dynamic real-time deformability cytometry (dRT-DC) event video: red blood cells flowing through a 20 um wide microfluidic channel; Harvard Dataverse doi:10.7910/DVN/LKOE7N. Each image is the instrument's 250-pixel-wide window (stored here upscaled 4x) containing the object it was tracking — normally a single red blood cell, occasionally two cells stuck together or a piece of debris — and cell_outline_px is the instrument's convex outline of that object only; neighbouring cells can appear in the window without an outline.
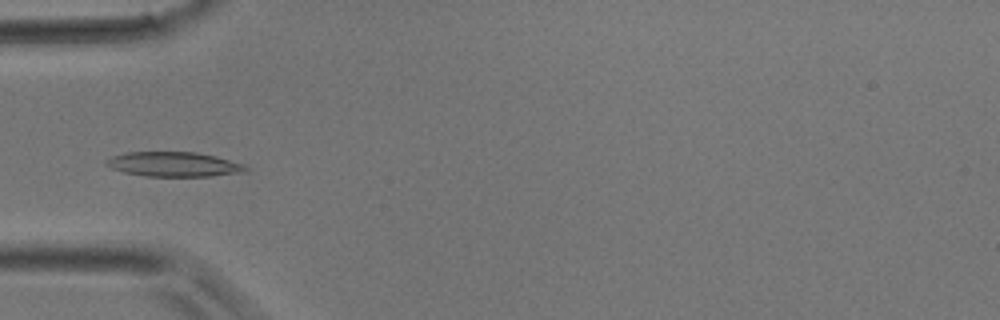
{"species": "common noctule bat (a hibernating species)", "species_latin": "Nyctalus noctula", "temperature_condition": "room temperature", "stored_images_in_passage": 40, "camera_frame_rate_fps": 3000, "um_per_image_px": 0.085, "animal": {"sex": "male", "body_mass_g": 17.9}, "frame": {"image": 1, "passage_image": 13, "time_ms": 4.0, "image_size_px": [1000, 320], "cell_outline_px": [[248, 172], [212, 176], [144, 176], [124, 172], [112, 168], [104, 164], [104, 160], [112, 156], [128, 152], [196, 152], [216, 156], [244, 164], [248, 168]], "centroid_in_image_um": [14.79, 13.96], "position_along_channel_um": 70.2, "area_um2": 20.17}}
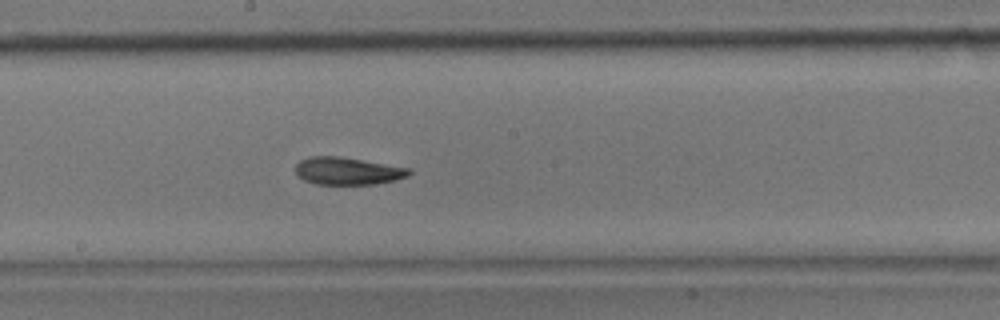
{"frame": {"image": 2, "passage_image": 22, "time_ms": 7.0, "image_size_px": [1000, 320], "cell_outline_px": [[412, 172], [408, 176], [396, 180], [376, 184], [316, 184], [304, 180], [296, 176], [296, 164], [300, 160], [308, 156], [340, 156], [412, 168]], "centroid_in_image_um": [29.56, 14.53], "position_along_channel_um": 218.6, "area_um2": 18.44}}
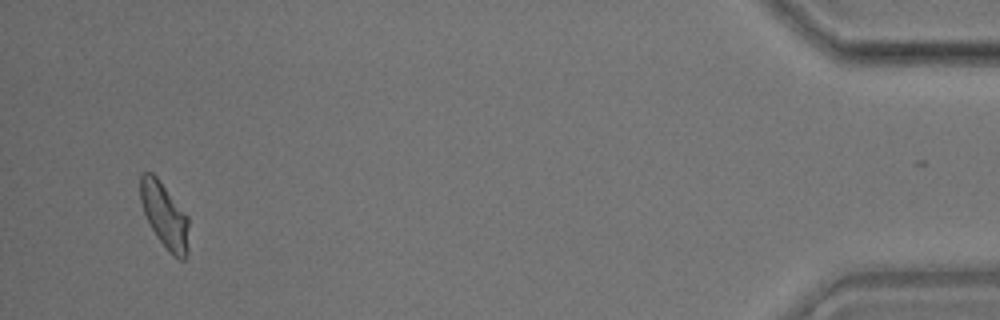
{"frame": {"image": 3, "passage_image": 39, "time_ms": 12.667, "image_size_px": [1000, 320], "cell_outline_px": [[188, 252], [184, 260], [180, 260], [172, 256], [168, 252], [156, 236], [144, 212], [140, 200], [140, 172], [152, 172], [156, 176], [188, 216]], "centroid_in_image_um": [13.99, 18.33], "position_along_channel_um": 421.2, "area_um2": 18.44}}